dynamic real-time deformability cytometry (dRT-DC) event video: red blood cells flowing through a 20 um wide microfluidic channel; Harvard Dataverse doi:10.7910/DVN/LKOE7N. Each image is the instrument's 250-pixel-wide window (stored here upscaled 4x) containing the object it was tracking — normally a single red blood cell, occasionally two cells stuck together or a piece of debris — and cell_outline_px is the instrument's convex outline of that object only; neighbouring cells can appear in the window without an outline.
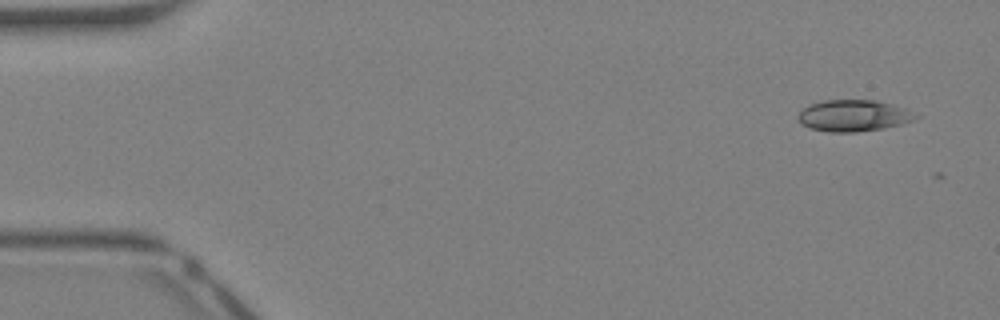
{"species": "Egyptian fruit bat (a non-hibernating species)", "species_latin": "Rousettus aegyptiacus", "temperature_condition": "warm", "stored_images_in_passage": 6, "camera_frame_rate_fps": 3000, "um_per_image_px": 0.085, "animal": {"sex": "female"}, "frame": {"image": 1, "passage_image": 1, "time_ms": 0.0, "image_size_px": [1000, 320], "cell_outline_px": [[920, 116], [912, 120], [900, 124], [884, 128], [856, 132], [828, 132], [812, 128], [804, 124], [800, 120], [800, 112], [808, 104], [824, 100], [876, 100], [892, 104], [904, 108]], "centroid_in_image_um": [72.57, 9.82], "position_along_channel_um": 12.4, "area_um2": 21.27}}